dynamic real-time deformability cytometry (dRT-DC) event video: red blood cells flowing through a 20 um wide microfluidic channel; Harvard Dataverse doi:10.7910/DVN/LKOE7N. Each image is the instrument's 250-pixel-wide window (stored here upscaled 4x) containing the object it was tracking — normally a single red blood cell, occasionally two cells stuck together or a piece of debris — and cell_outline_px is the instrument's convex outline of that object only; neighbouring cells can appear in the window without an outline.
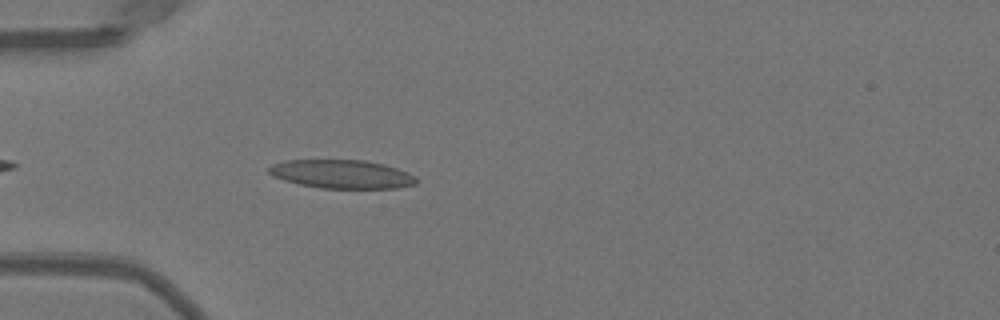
{"species": "Egyptian fruit bat (a non-hibernating species)", "species_latin": "Rousettus aegyptiacus", "temperature_condition": "warm", "stored_images_in_passage": 37, "camera_frame_rate_fps": 3000, "um_per_image_px": 0.085, "animal": {"sex": "female"}, "frame": {"image": 1, "passage_image": 4, "time_ms": 1.0, "image_size_px": [1000, 320], "cell_outline_px": [[416, 184], [396, 188], [320, 188], [300, 184], [284, 180], [272, 176], [268, 172], [268, 168], [272, 164], [284, 160], [364, 160], [384, 164], [408, 172], [416, 176]], "centroid_in_image_um": [29.04, 14.79], "position_along_channel_um": 56.0, "area_um2": 24.57}}
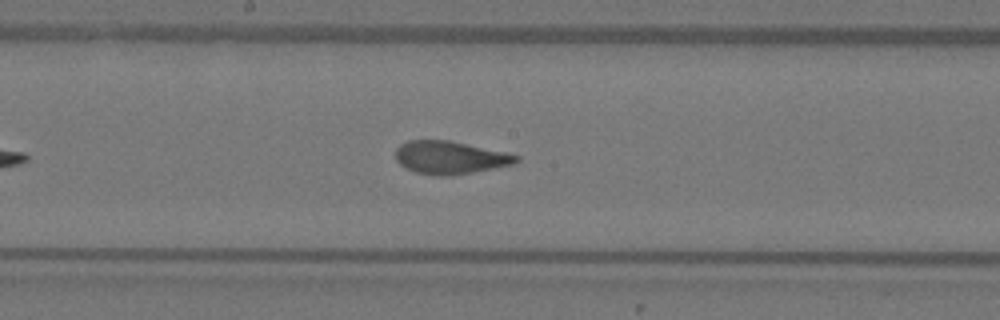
{"frame": {"image": 2, "passage_image": 16, "time_ms": 5.0, "image_size_px": [1000, 320], "cell_outline_px": [[520, 160], [516, 164], [472, 172], [448, 176], [440, 176], [416, 172], [400, 164], [396, 160], [396, 148], [400, 144], [408, 140], [448, 140], [504, 152], [520, 156]], "centroid_in_image_um": [38.26, 13.39], "position_along_channel_um": 209.9, "area_um2": 22.95}}
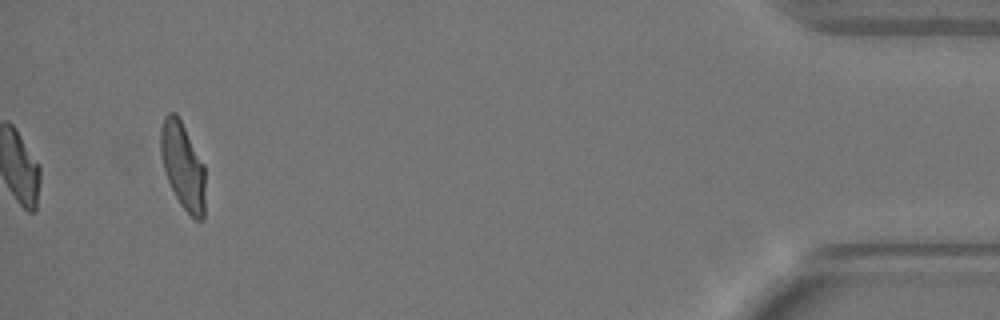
{"frame": {"image": 3, "passage_image": 37, "time_ms": 12.0, "image_size_px": [1000, 320], "cell_outline_px": [[204, 220], [196, 220], [180, 204], [164, 172], [160, 152], [160, 128], [164, 116], [168, 112], [176, 112], [204, 164]], "centroid_in_image_um": [15.52, 14.06], "position_along_channel_um": 419.7, "area_um2": 22.43}, "authors_computed_cell_mechanics": {"area_um2": 23.4668, "velocity_mm_per_s": 4.0231, "shape_relaxation_time_tau1_ms": 6.1596, "shape_relaxation_time_tau2_ms": 1.0172, "deformation_change_tau1": 0.2218, "deformation_change_tau2": 0.0764}}